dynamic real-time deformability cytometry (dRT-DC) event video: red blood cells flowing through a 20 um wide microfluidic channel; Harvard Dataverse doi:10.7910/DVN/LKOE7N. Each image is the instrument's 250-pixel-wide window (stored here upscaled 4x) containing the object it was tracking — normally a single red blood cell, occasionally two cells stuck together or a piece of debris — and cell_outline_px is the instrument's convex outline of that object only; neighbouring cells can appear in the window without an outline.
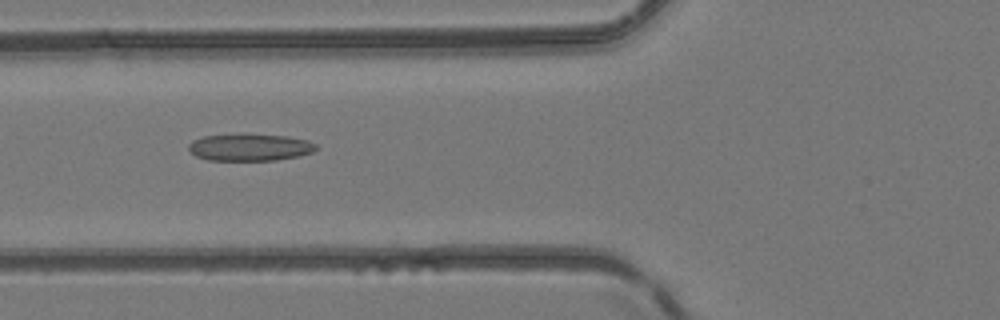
{"species": "common noctule bat (a hibernating species)", "species_latin": "Nyctalus noctula", "temperature_condition": "room temperature", "stored_images_in_passage": 6, "camera_frame_rate_fps": 3000, "um_per_image_px": 0.085, "animal": {"sex": "female", "body_mass_g": 24.6, "forearm_length_mm": 56.2}, "frame": {"image": 1, "passage_image": 5, "time_ms": 5.667, "image_size_px": [1000, 320], "cell_outline_px": [[316, 148], [312, 152], [300, 156], [276, 160], [208, 160], [196, 156], [188, 152], [188, 144], [192, 140], [204, 136], [240, 132], [244, 132], [288, 136], [308, 140], [316, 144]], "centroid_in_image_um": [21.2, 12.49], "position_along_channel_um": 104.6, "area_um2": 20.81}}
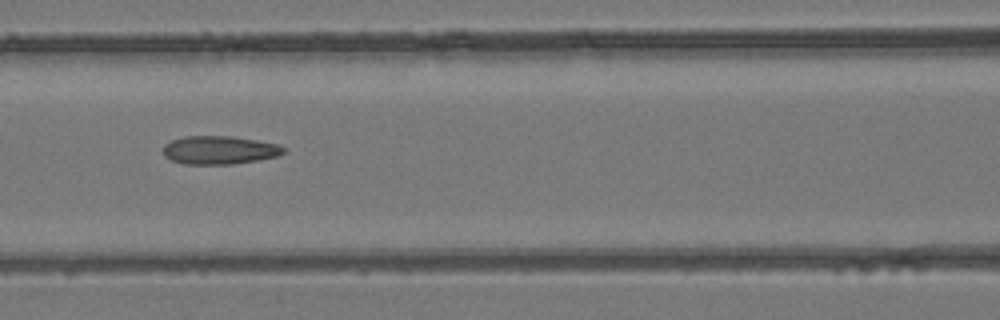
{"frame": {"image": 2, "passage_image": 6, "time_ms": 6.667, "image_size_px": [1000, 320], "cell_outline_px": [[288, 152], [276, 156], [256, 160], [232, 164], [184, 164], [172, 160], [164, 156], [164, 144], [172, 140], [184, 136], [232, 136], [256, 140], [276, 144], [288, 148]], "centroid_in_image_um": [18.67, 12.75], "position_along_channel_um": 147.9, "area_um2": 19.88}}